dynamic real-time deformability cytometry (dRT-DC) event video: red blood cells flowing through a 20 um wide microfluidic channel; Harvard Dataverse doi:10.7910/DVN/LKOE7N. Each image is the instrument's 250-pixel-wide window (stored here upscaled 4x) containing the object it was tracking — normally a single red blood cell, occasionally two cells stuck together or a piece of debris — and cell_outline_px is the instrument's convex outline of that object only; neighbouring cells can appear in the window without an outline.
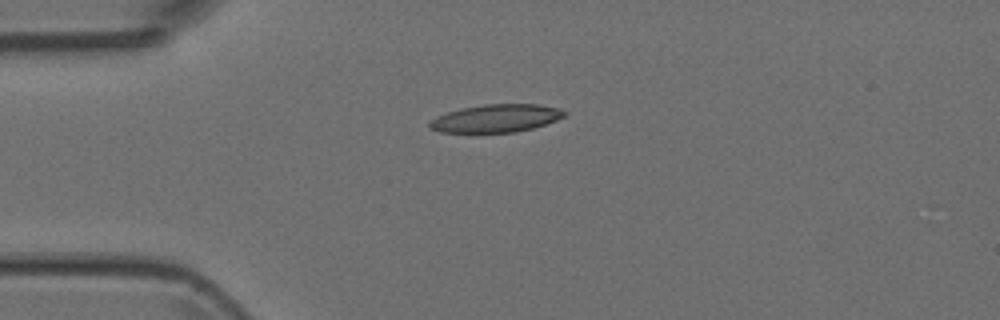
{"species": "Egyptian fruit bat (a non-hibernating species)", "species_latin": "Rousettus aegyptiacus", "temperature_condition": "room temperature", "stored_images_in_passage": 4, "camera_frame_rate_fps": 3000, "um_per_image_px": 0.085, "animal": {"sex": "female"}, "frame": {"image": 1, "passage_image": 4, "time_ms": 1.0, "image_size_px": [1000, 320], "cell_outline_px": [[568, 112], [564, 116], [556, 120], [532, 128], [516, 132], [440, 132], [428, 128], [428, 124], [436, 116], [460, 108], [484, 104], [536, 104], [556, 108]], "centroid_in_image_um": [42.13, 10.05], "position_along_channel_um": 42.9, "area_um2": 21.73}}